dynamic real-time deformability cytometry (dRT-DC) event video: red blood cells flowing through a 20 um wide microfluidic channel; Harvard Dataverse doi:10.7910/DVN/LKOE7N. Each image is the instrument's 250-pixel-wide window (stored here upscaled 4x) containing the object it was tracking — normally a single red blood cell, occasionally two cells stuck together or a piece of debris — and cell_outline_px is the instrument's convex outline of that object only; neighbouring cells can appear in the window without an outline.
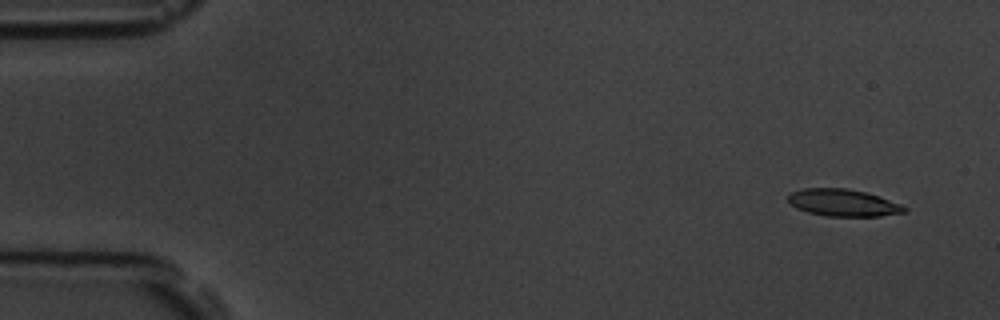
{"species": "common noctule bat (a hibernating species)", "species_latin": "Nyctalus noctula", "temperature_condition": "room temperature", "stored_images_in_passage": 3, "camera_frame_rate_fps": 3000, "um_per_image_px": 0.085, "animal": {"sex": "male", "body_mass_g": 19.5, "forearm_length_mm": 54.6}, "frame": {"image": 1, "passage_image": 2, "time_ms": 1.0, "image_size_px": [1000, 320], "cell_outline_px": [[908, 212], [880, 216], [828, 216], [808, 212], [796, 208], [788, 200], [788, 196], [792, 192], [804, 188], [848, 188], [880, 196], [900, 204], [908, 208]], "centroid_in_image_um": [71.7, 17.23], "position_along_channel_um": 13.3, "area_um2": 18.32}}